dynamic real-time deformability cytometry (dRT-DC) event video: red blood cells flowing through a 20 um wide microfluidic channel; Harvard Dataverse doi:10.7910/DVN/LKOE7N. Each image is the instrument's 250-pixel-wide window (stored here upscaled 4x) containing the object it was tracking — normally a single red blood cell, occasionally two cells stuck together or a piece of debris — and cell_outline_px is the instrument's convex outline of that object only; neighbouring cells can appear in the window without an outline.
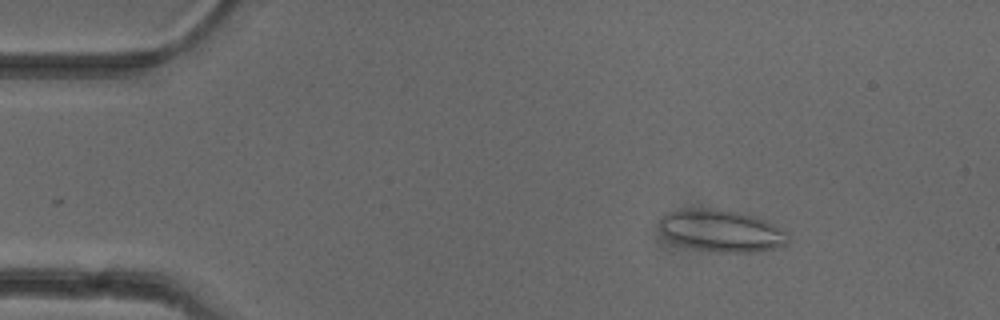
{"species": "common noctule bat (a hibernating species)", "species_latin": "Nyctalus noctula", "temperature_condition": "cold", "stored_images_in_passage": 52, "camera_frame_rate_fps": 3000, "um_per_image_px": 0.085, "animal": {"sex": "female"}, "frame": {"image": 1, "passage_image": 8, "time_ms": 2.333, "image_size_px": [1000, 320], "cell_outline_px": [[788, 244], [772, 248], [748, 252], [720, 252], [680, 244], [668, 236], [660, 228], [660, 220], [668, 212], [680, 208], [688, 208], [736, 212], [752, 216], [776, 224], [788, 232]], "centroid_in_image_um": [61.38, 19.61], "position_along_channel_um": 23.6, "area_um2": 30.46}}
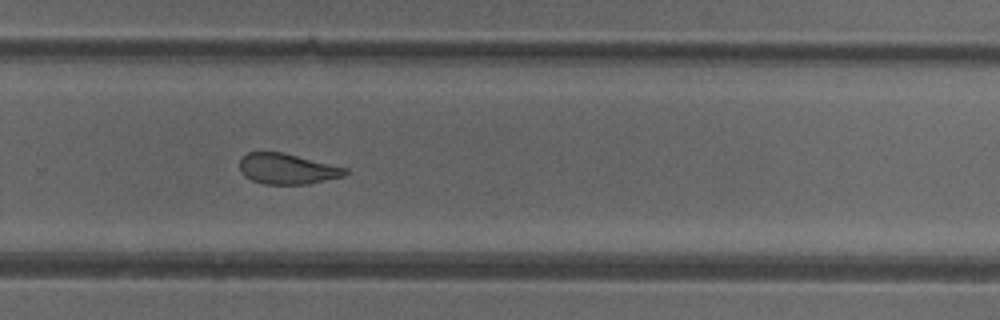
{"frame": {"image": 2, "passage_image": 35, "time_ms": 11.333, "image_size_px": [1000, 320], "cell_outline_px": [[348, 172], [344, 176], [308, 184], [264, 184], [252, 180], [244, 176], [240, 172], [240, 160], [248, 152], [284, 152], [348, 168]], "centroid_in_image_um": [24.42, 14.35], "position_along_channel_um": 305.4, "area_um2": 18.9}}
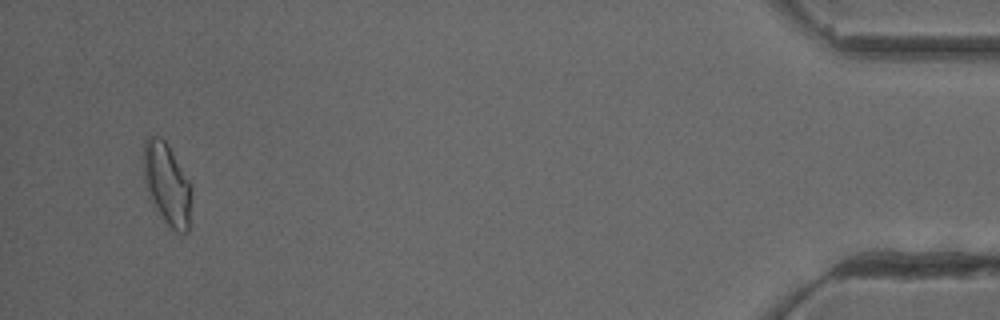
{"frame": {"image": 3, "passage_image": 50, "time_ms": 16.333, "image_size_px": [1000, 320], "cell_outline_px": [[192, 192], [188, 232], [176, 232], [164, 220], [152, 204], [148, 196], [144, 180], [144, 140], [148, 136], [160, 136], [168, 144], [188, 180], [192, 188]], "centroid_in_image_um": [14.19, 15.64], "position_along_channel_um": 421.0, "area_um2": 22.83}, "authors_computed_cell_mechanics": {"area_um2": 21.5016, "velocity_mm_per_s": 3.9673, "shape_relaxation_time_tau1_ms": null, "shape_relaxation_time_tau2_ms": 1.4315, "deformation_change_tau1": null, "deformation_change_tau2": 0.0736}}